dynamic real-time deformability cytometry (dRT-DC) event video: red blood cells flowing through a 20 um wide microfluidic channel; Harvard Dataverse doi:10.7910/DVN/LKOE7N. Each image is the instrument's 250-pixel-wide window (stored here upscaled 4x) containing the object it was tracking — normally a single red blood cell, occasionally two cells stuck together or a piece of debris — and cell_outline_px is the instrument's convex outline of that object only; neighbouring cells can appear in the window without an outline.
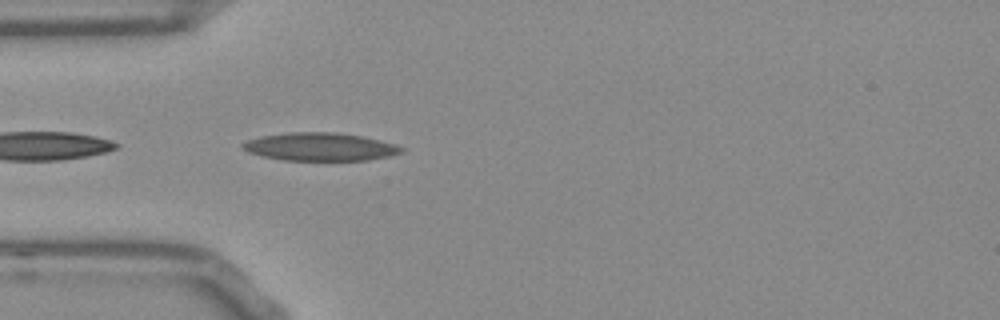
{"species": "Egyptian fruit bat (a non-hibernating species)", "species_latin": "Rousettus aegyptiacus", "temperature_condition": "room temperature", "stored_images_in_passage": 24, "camera_frame_rate_fps": 3000, "um_per_image_px": 0.085, "frame": {"image": 1, "passage_image": 1, "time_ms": 0.0, "image_size_px": [1000, 320], "cell_outline_px": [[404, 152], [388, 156], [368, 160], [284, 160], [260, 156], [248, 152], [240, 144], [248, 140], [260, 136], [292, 132], [336, 132], [360, 136], [380, 140], [396, 144], [404, 148]], "centroid_in_image_um": [27.21, 12.48], "position_along_channel_um": 57.8, "area_um2": 25.89}}
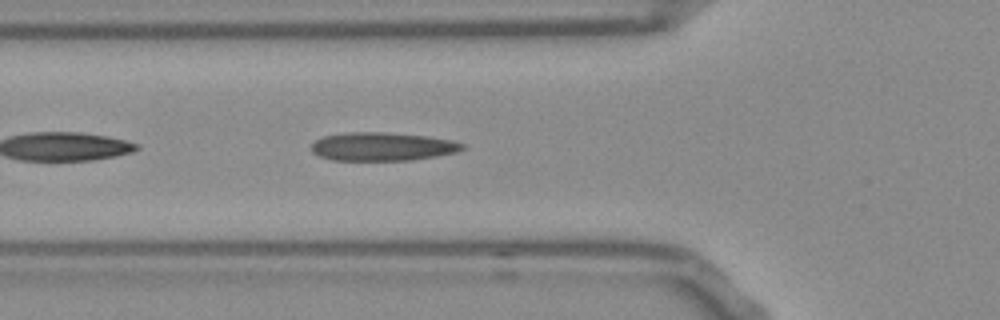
{"frame": {"image": 2, "passage_image": 4, "time_ms": 1.0, "image_size_px": [1000, 320], "cell_outline_px": [[464, 148], [456, 152], [436, 156], [412, 160], [332, 160], [320, 156], [312, 152], [312, 144], [316, 140], [324, 136], [348, 132], [380, 132], [428, 136], [452, 140], [464, 144]], "centroid_in_image_um": [32.5, 12.46], "position_along_channel_um": 93.3, "area_um2": 24.85}}
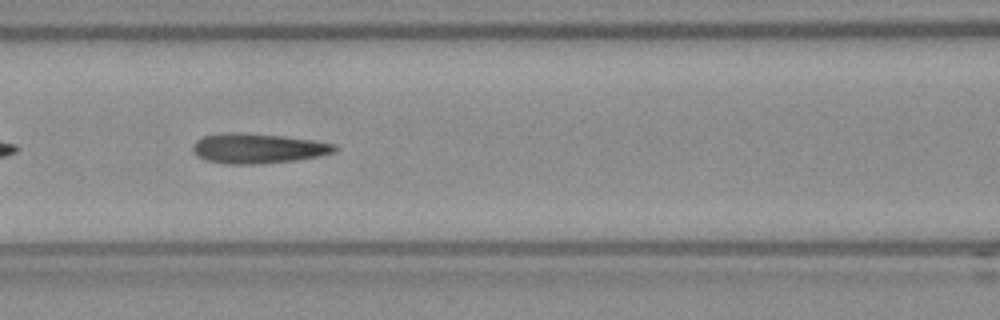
{"frame": {"image": 3, "passage_image": 8, "time_ms": 2.333, "image_size_px": [1000, 320], "cell_outline_px": [[340, 148], [336, 152], [320, 156], [296, 160], [256, 164], [224, 164], [208, 160], [196, 156], [192, 152], [192, 144], [196, 140], [204, 136], [232, 132], [280, 136], [312, 140], [336, 144]], "centroid_in_image_um": [21.93, 12.62], "position_along_channel_um": 144.7, "area_um2": 24.74}}